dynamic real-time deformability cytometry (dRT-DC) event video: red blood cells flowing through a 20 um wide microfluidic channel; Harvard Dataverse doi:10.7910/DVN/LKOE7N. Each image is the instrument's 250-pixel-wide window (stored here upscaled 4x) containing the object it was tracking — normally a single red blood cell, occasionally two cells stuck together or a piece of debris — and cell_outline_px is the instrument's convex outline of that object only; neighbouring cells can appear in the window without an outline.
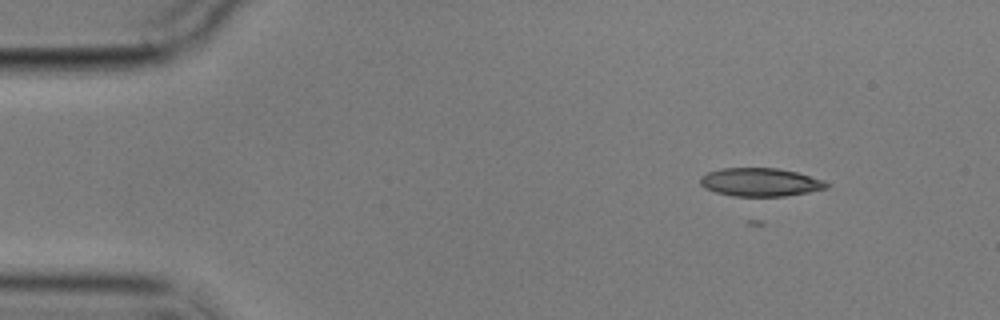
{"species": "common noctule bat (a hibernating species)", "species_latin": "Nyctalus noctula", "temperature_condition": "cold", "stored_images_in_passage": 5, "camera_frame_rate_fps": 3000, "um_per_image_px": 0.085, "animal": {"sex": "male", "body_mass_g": 17.9}, "frame": {"image": 1, "passage_image": 2, "time_ms": 1.333, "image_size_px": [1000, 320], "cell_outline_px": [[828, 188], [808, 192], [784, 196], [732, 196], [716, 192], [704, 188], [700, 184], [700, 176], [708, 172], [720, 168], [776, 168], [796, 172], [824, 180], [828, 184]], "centroid_in_image_um": [64.59, 15.48], "position_along_channel_um": 20.4, "area_um2": 20.81}}
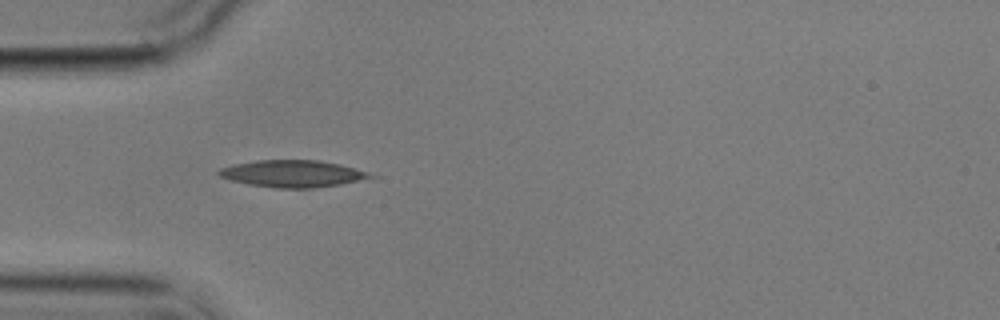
{"frame": {"image": 2, "passage_image": 5, "time_ms": 4.667, "image_size_px": [1000, 320], "cell_outline_px": [[380, 176], [340, 184], [312, 188], [272, 188], [248, 184], [232, 180], [220, 176], [216, 172], [220, 168], [236, 164], [256, 160], [320, 160], [340, 164], [368, 172]], "centroid_in_image_um": [24.89, 14.76], "position_along_channel_um": 60.1, "area_um2": 23.76}}